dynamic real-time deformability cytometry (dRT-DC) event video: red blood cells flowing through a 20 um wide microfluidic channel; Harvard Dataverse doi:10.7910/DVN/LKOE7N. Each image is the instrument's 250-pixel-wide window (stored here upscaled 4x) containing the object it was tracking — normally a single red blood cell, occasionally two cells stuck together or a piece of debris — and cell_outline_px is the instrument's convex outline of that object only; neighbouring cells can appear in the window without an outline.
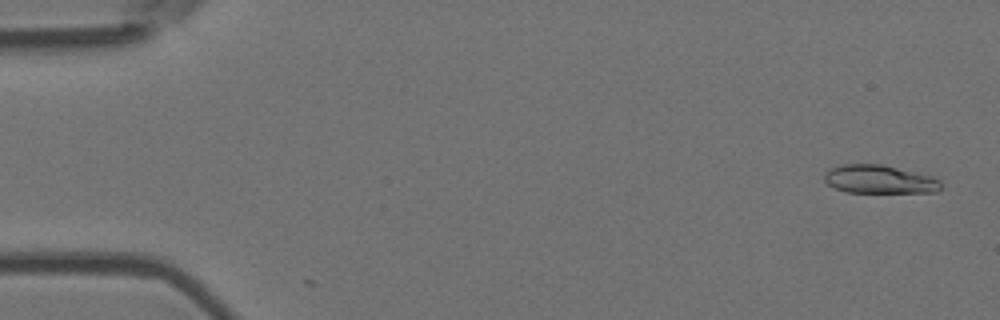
{"species": "Egyptian fruit bat (a non-hibernating species)", "species_latin": "Rousettus aegyptiacus", "temperature_condition": "room temperature", "stored_images_in_passage": 3, "camera_frame_rate_fps": 3000, "um_per_image_px": 0.085, "animal": {"sex": "female"}, "frame": {"image": 1, "passage_image": 2, "time_ms": 0.333, "image_size_px": [1000, 320], "cell_outline_px": [[944, 188], [936, 192], [844, 192], [828, 184], [824, 180], [824, 176], [828, 168], [840, 164], [884, 164], [924, 172], [936, 176], [940, 180]], "centroid_in_image_um": [74.84, 15.22], "position_along_channel_um": 10.2, "area_um2": 20.0}}